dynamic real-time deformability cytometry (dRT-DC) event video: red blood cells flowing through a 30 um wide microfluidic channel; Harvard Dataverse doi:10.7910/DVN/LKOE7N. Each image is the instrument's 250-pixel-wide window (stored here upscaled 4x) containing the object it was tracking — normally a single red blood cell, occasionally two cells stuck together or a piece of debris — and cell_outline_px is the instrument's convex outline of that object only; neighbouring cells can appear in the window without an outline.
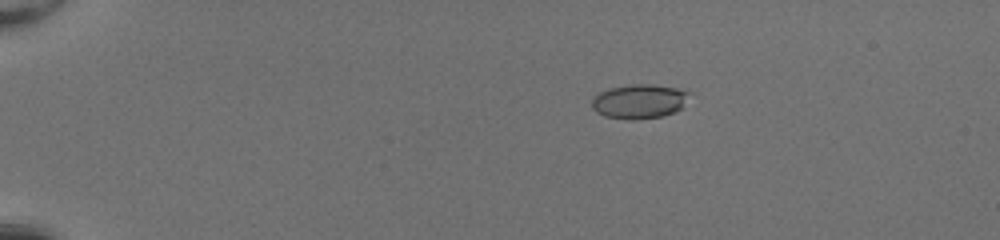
{"species": "common noctule bat (a hibernating species)", "species_latin": "Nyctalus noctula", "temperature_condition": "room temperature", "stored_images_in_passage": 53, "camera_frame_rate_fps": 3000, "um_per_image_px": 0.085, "animal": {"sex": "female", "body_mass_g": 20.0, "forearm_length_mm": 54.0}, "frame": {"image": 1, "passage_image": 12, "time_ms": 3.667, "image_size_px": [1000, 240], "cell_outline_px": [[692, 92], [680, 108], [676, 112], [664, 116], [632, 120], [628, 120], [604, 116], [596, 112], [592, 108], [592, 96], [608, 88], [632, 84], [652, 84], [676, 88]], "centroid_in_image_um": [54.32, 8.62], "position_along_channel_um": 30.7, "area_um2": 19.71}}
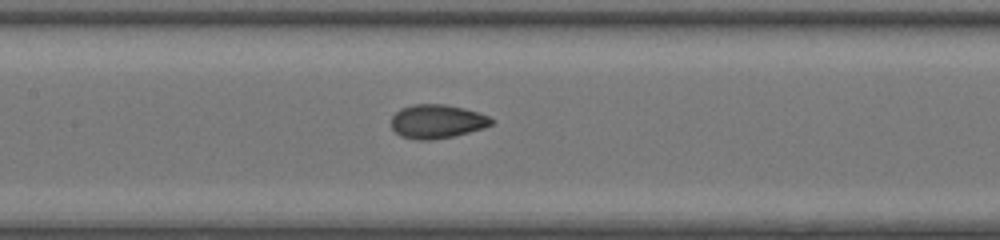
{"frame": {"image": 2, "passage_image": 29, "time_ms": 9.333, "image_size_px": [1000, 240], "cell_outline_px": [[496, 120], [492, 124], [484, 128], [452, 136], [432, 140], [416, 140], [400, 136], [392, 128], [392, 116], [400, 108], [412, 104], [444, 104], [464, 108], [488, 116]], "centroid_in_image_um": [37.14, 10.32], "position_along_channel_um": 170.3, "area_um2": 19.77}}
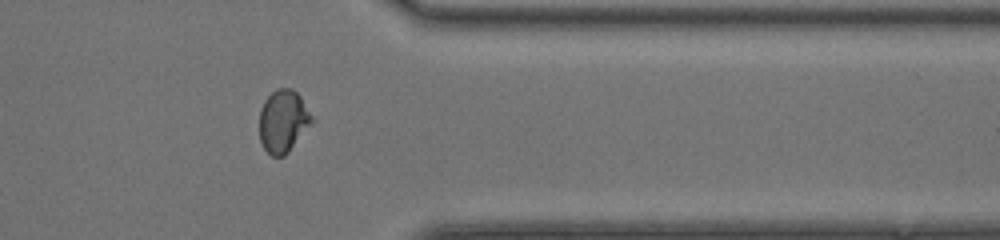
{"frame": {"image": 3, "passage_image": 45, "time_ms": 14.667, "image_size_px": [1000, 240], "cell_outline_px": [[316, 120], [288, 152], [284, 156], [272, 156], [264, 148], [260, 140], [260, 108], [264, 100], [276, 88], [292, 88], [300, 96]], "centroid_in_image_um": [24.1, 10.28], "position_along_channel_um": 387.3, "area_um2": 19.31}, "authors_computed_cell_mechanics": {"area_um2": 19.4208, "velocity_mm_per_s": 4.1674, "shape_relaxation_time_tau1_ms": 5.7823, "shape_relaxation_time_tau2_ms": 0.6068, "deformation_change_tau1": 0.2042, "deformation_change_tau2": 0.0516}}